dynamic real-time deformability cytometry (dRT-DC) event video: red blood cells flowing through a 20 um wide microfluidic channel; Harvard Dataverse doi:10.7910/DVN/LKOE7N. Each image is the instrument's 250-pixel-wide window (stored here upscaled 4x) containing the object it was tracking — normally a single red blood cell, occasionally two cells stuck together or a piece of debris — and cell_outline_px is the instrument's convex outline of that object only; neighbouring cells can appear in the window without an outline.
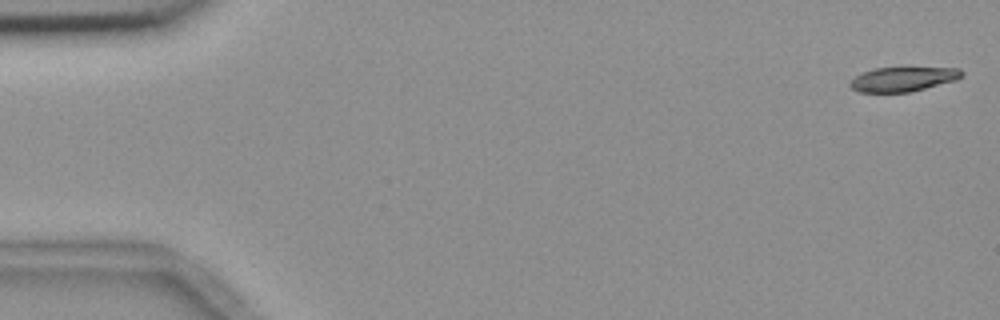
{"species": "common noctule bat (a hibernating species)", "species_latin": "Nyctalus noctula", "temperature_condition": "room temperature", "stored_images_in_passage": 13, "camera_frame_rate_fps": 3000, "um_per_image_px": 0.085, "animal": {"sex": "female", "body_mass_g": 18.4}, "frame": {"image": 1, "passage_image": 2, "time_ms": 0.333, "image_size_px": [1000, 320], "cell_outline_px": [[964, 76], [956, 80], [912, 92], [860, 92], [852, 88], [848, 84], [856, 76], [872, 68], [960, 68], [964, 72]], "centroid_in_image_um": [76.79, 6.73], "position_along_channel_um": 8.2, "area_um2": 15.9}}